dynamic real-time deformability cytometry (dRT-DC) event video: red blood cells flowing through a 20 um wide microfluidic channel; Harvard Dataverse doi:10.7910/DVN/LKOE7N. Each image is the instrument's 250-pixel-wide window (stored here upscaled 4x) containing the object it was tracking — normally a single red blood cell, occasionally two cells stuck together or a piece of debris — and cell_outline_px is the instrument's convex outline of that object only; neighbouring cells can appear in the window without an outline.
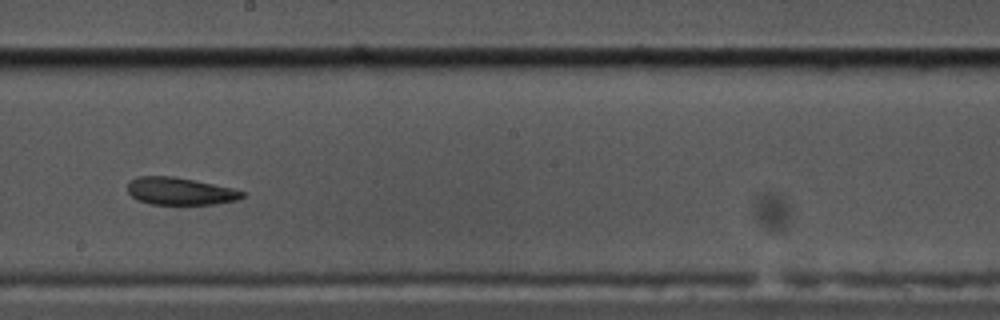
{"species": "common noctule bat (a hibernating species)", "species_latin": "Nyctalus noctula", "temperature_condition": "cold", "stored_images_in_passage": 32, "camera_frame_rate_fps": 3000, "um_per_image_px": 0.085, "animal": {"sex": "male", "body_mass_g": 17.5, "forearm_length_mm": 52.3}, "frame": {"image": 1, "passage_image": 19, "time_ms": 6.0, "image_size_px": [1000, 320], "cell_outline_px": [[244, 196], [236, 200], [212, 204], [152, 204], [136, 200], [128, 192], [128, 180], [136, 176], [172, 176], [232, 188], [244, 192]], "centroid_in_image_um": [15.24, 16.25], "position_along_channel_um": 233.0, "area_um2": 18.15}, "authors_computed_cell_mechanics": {"area_um2": 18.8717, "velocity_mm_per_s": 3.3882, "shape_relaxation_time_tau1_ms": null, "shape_relaxation_time_tau2_ms": 3.1547, "deformation_change_tau1": null, "deformation_change_tau2": 0.0829}}